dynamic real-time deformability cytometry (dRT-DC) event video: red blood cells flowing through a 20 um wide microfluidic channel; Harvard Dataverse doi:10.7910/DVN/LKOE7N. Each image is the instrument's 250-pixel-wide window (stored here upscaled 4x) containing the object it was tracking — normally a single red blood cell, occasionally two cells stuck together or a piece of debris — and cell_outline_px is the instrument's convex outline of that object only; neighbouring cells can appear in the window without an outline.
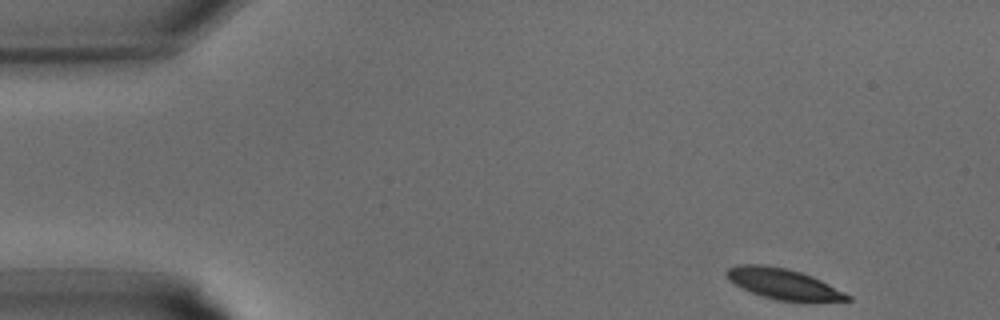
{"species": "common noctule bat (a hibernating species)", "species_latin": "Nyctalus noctula", "temperature_condition": "warm", "stored_images_in_passage": 30, "camera_frame_rate_fps": 3000, "um_per_image_px": 0.085, "animal": {"sex": "male", "body_mass_g": 15.6}, "frame": {"image": 1, "passage_image": 1, "time_ms": 0.0, "image_size_px": [1000, 320], "cell_outline_px": [[852, 300], [776, 300], [752, 292], [728, 280], [724, 272], [728, 268], [736, 264], [764, 264], [784, 268], [800, 272], [812, 276], [852, 296]], "centroid_in_image_um": [66.52, 24.09], "position_along_channel_um": 18.5, "area_um2": 20.98}}
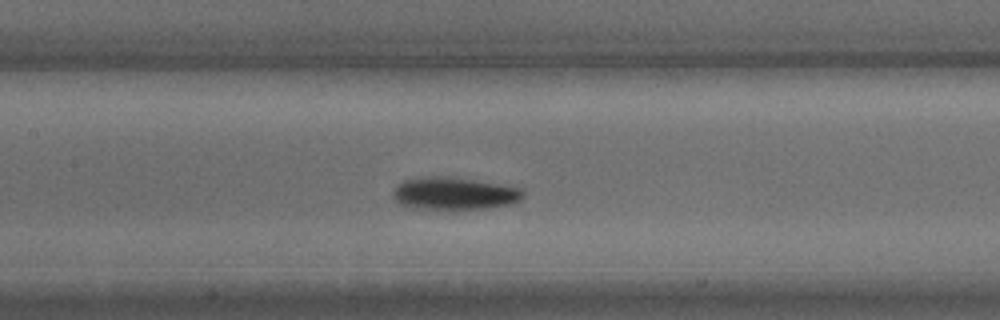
{"frame": {"image": 2, "passage_image": 13, "time_ms": 4.0, "image_size_px": [1000, 320], "cell_outline_px": [[524, 196], [520, 200], [512, 204], [492, 208], [456, 212], [436, 212], [416, 208], [400, 204], [392, 196], [392, 192], [396, 184], [404, 180], [432, 176], [440, 176], [472, 180], [520, 188], [524, 192]], "centroid_in_image_um": [38.58, 16.52], "position_along_channel_um": 168.8, "area_um2": 25.55}}
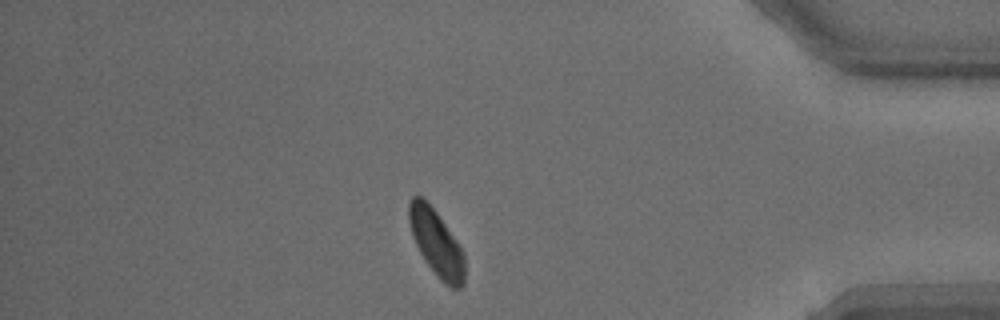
{"frame": {"image": 3, "passage_image": 26, "time_ms": 8.333, "image_size_px": [1000, 320], "cell_outline_px": [[464, 284], [460, 288], [452, 288], [444, 284], [436, 276], [420, 252], [412, 236], [408, 220], [408, 204], [412, 196], [420, 196], [436, 212], [456, 240], [464, 252]], "centroid_in_image_um": [37.09, 20.67], "position_along_channel_um": 398.1, "area_um2": 21.27}}